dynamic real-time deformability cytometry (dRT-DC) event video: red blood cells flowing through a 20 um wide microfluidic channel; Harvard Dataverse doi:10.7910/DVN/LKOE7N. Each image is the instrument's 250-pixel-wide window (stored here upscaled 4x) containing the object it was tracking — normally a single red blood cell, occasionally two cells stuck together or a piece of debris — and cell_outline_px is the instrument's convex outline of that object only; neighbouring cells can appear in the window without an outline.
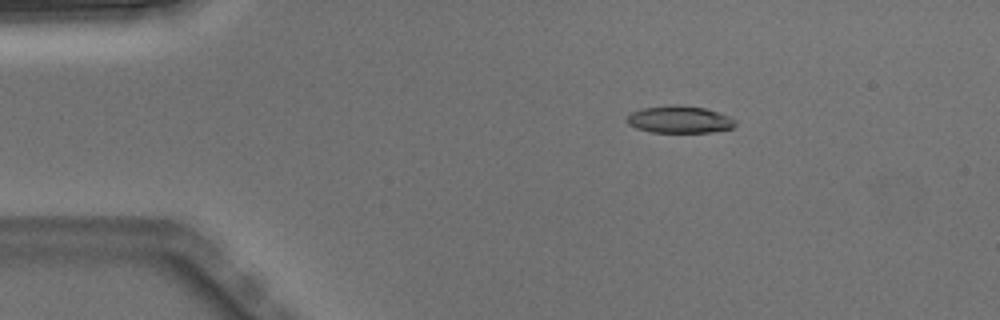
{"species": "Egyptian fruit bat (a non-hibernating species)", "species_latin": "Rousettus aegyptiacus", "temperature_condition": "warm", "stored_images_in_passage": 7, "camera_frame_rate_fps": 3000, "um_per_image_px": 0.085, "animal": {"sex": "male"}, "frame": {"image": 1, "passage_image": 2, "time_ms": 0.333, "image_size_px": [1000, 320], "cell_outline_px": [[736, 124], [732, 128], [712, 132], [652, 132], [636, 128], [628, 124], [624, 120], [632, 112], [640, 108], [668, 104], [680, 104], [704, 108], [728, 116], [736, 120]], "centroid_in_image_um": [57.71, 10.14], "position_along_channel_um": 27.3, "area_um2": 17.34}}
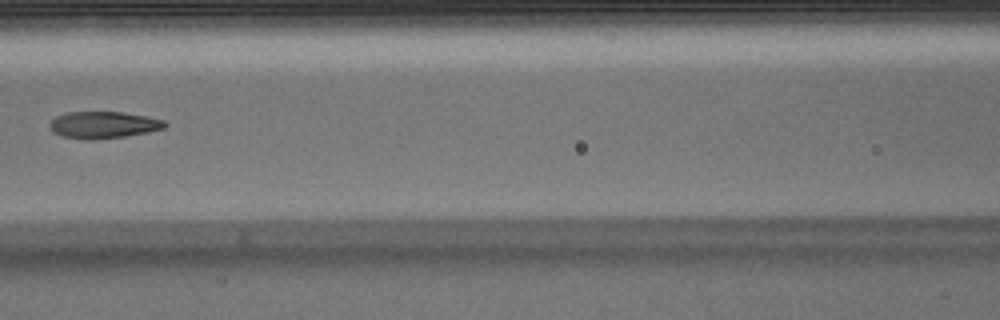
{"frame": {"image": 2, "passage_image": 6, "time_ms": 1.667, "image_size_px": [1000, 320], "cell_outline_px": [[168, 124], [164, 128], [148, 132], [124, 136], [92, 140], [84, 140], [64, 136], [52, 132], [48, 124], [56, 116], [64, 112], [120, 112], [148, 116], [164, 120]], "centroid_in_image_um": [8.77, 10.61], "position_along_channel_um": 157.8, "area_um2": 18.09}}
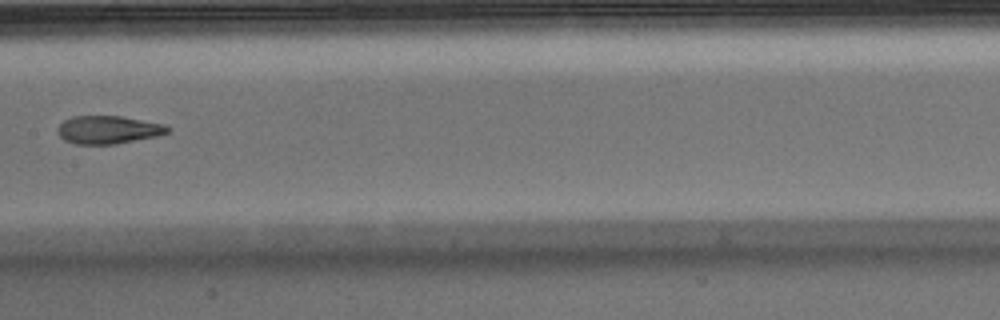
{"frame": {"image": 3, "passage_image": 7, "time_ms": 2.0, "image_size_px": [1000, 320], "cell_outline_px": [[172, 128], [168, 132], [156, 136], [116, 144], [76, 144], [64, 140], [60, 136], [60, 124], [64, 120], [72, 116], [120, 116], [164, 124]], "centroid_in_image_um": [9.22, 11.03], "position_along_channel_um": 198.2, "area_um2": 17.74}}